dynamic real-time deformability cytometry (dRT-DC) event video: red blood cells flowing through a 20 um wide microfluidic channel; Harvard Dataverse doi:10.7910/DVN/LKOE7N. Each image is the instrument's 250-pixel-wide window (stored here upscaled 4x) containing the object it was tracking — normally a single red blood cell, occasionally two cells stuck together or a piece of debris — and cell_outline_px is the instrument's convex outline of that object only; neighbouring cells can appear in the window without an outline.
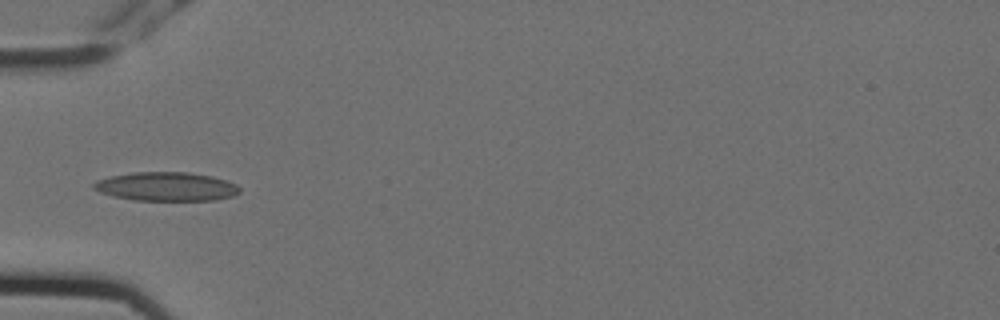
{"species": "Egyptian fruit bat (a non-hibernating species)", "species_latin": "Rousettus aegyptiacus", "temperature_condition": "cold", "stored_images_in_passage": 2, "camera_frame_rate_fps": 3000, "um_per_image_px": 0.085, "animal": {"sex": "female"}, "frame": {"image": 1, "passage_image": 1, "time_ms": 0.0, "image_size_px": [1000, 320], "cell_outline_px": [[240, 192], [232, 196], [216, 200], [132, 200], [112, 196], [100, 192], [92, 188], [92, 184], [96, 180], [112, 176], [132, 172], [188, 172], [212, 176], [236, 184], [240, 188]], "centroid_in_image_um": [14.11, 15.86], "position_along_channel_um": 70.9, "area_um2": 24.57}}
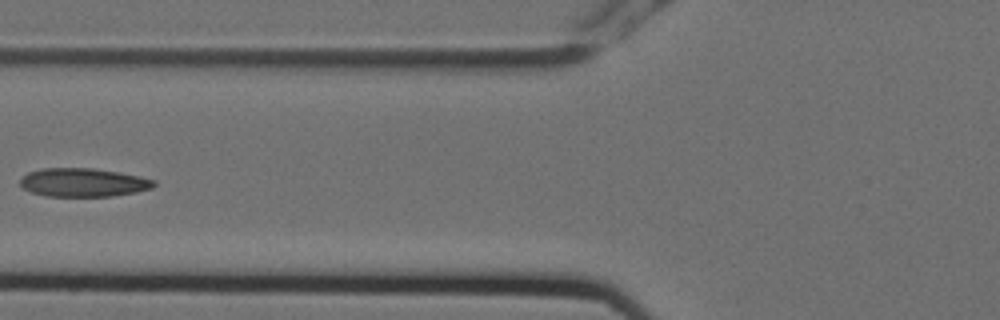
{"frame": {"image": 2, "passage_image": 2, "time_ms": 0.333, "image_size_px": [1000, 320], "cell_outline_px": [[156, 184], [152, 188], [136, 192], [112, 196], [44, 196], [32, 192], [24, 188], [20, 184], [20, 176], [28, 172], [44, 168], [92, 168], [120, 172], [140, 176], [156, 180]], "centroid_in_image_um": [7.08, 15.5], "position_along_channel_um": 118.7, "area_um2": 22.37}}